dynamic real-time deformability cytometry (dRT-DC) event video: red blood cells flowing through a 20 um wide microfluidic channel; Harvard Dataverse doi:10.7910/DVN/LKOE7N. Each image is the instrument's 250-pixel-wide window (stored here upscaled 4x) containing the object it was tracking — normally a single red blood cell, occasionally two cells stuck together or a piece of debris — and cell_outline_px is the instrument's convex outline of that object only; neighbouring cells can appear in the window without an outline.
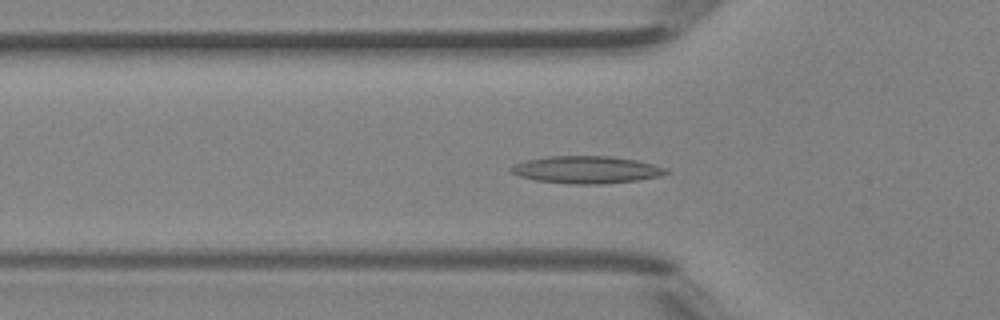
{"species": "Egyptian fruit bat (a non-hibernating species)", "species_latin": "Rousettus aegyptiacus", "temperature_condition": "room temperature", "stored_images_in_passage": 35, "camera_frame_rate_fps": 3000, "um_per_image_px": 0.085, "animal": {"sex": "female"}, "frame": {"image": 1, "passage_image": 13, "time_ms": 4.0, "image_size_px": [1000, 320], "cell_outline_px": [[672, 172], [660, 176], [636, 180], [600, 184], [568, 184], [536, 180], [520, 176], [508, 172], [508, 168], [516, 164], [528, 160], [548, 156], [612, 156], [636, 160], [668, 168]], "centroid_in_image_um": [49.86, 14.43], "position_along_channel_um": 75.9, "area_um2": 24.74}}
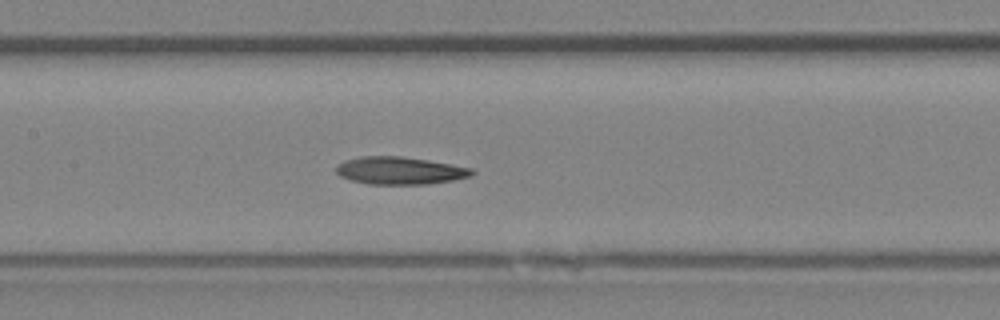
{"frame": {"image": 2, "passage_image": 19, "time_ms": 6.0, "image_size_px": [1000, 320], "cell_outline_px": [[476, 172], [472, 176], [452, 180], [428, 184], [368, 184], [352, 180], [340, 176], [336, 172], [336, 168], [344, 160], [360, 156], [400, 156], [428, 160], [472, 168]], "centroid_in_image_um": [34.0, 14.5], "position_along_channel_um": 173.4, "area_um2": 21.73}}
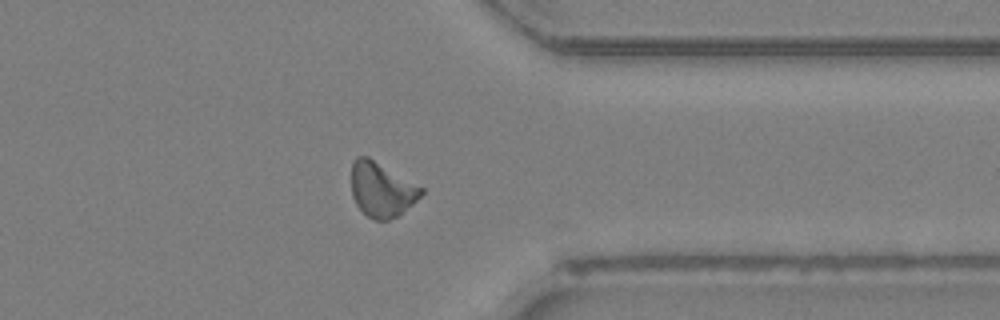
{"frame": {"image": 3, "passage_image": 32, "time_ms": 10.333, "image_size_px": [1000, 320], "cell_outline_px": [[424, 192], [412, 204], [396, 216], [388, 220], [376, 220], [368, 216], [356, 204], [352, 196], [352, 164], [356, 156], [368, 156], [424, 188]], "centroid_in_image_um": [32.43, 16.09], "position_along_channel_um": 379.0, "area_um2": 21.96}}